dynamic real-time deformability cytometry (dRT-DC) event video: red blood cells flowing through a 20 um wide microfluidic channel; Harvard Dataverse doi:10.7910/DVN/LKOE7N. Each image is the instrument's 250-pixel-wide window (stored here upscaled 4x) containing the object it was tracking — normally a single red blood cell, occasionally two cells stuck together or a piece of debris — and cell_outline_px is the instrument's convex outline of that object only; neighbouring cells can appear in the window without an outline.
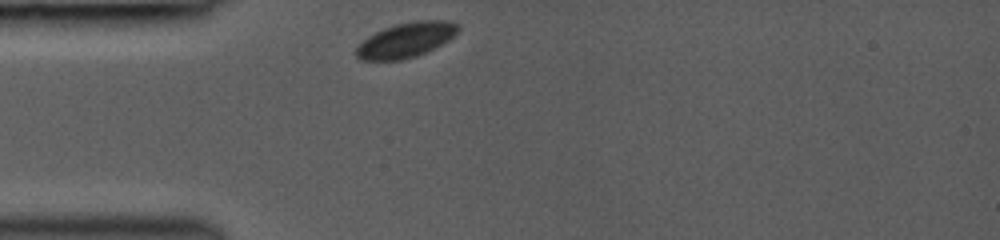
{"species": "common noctule bat (a hibernating species)", "species_latin": "Nyctalus noctula", "temperature_condition": "room temperature", "stored_images_in_passage": 29, "camera_frame_rate_fps": 3000, "um_per_image_px": 0.085, "animal": {"sex": "female", "body_mass_g": 19.0, "forearm_length_mm": 53.3}, "frame": {"image": 1, "passage_image": 1, "time_ms": 0.0, "image_size_px": [1000, 240], "cell_outline_px": [[460, 28], [448, 40], [416, 56], [400, 60], [360, 60], [356, 56], [356, 48], [368, 36], [384, 28], [396, 24], [420, 20], [452, 20], [460, 24]], "centroid_in_image_um": [34.52, 3.38], "position_along_channel_um": 50.5, "area_um2": 20.46}}
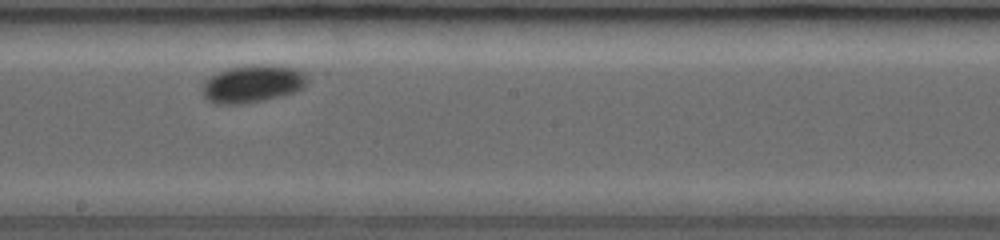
{"frame": {"image": 2, "passage_image": 15, "time_ms": 4.667, "image_size_px": [1000, 240], "cell_outline_px": [[308, 80], [304, 88], [296, 92], [264, 100], [244, 104], [216, 104], [208, 100], [200, 92], [204, 80], [228, 68], [244, 64], [272, 64], [296, 68], [304, 72], [308, 76]], "centroid_in_image_um": [21.49, 7.11], "position_along_channel_um": 226.7, "area_um2": 23.52}}
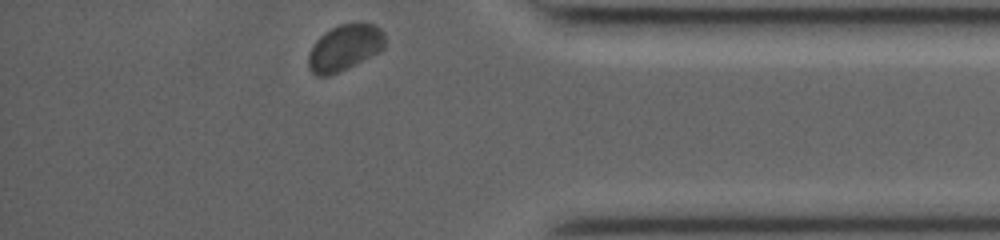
{"frame": {"image": 3, "passage_image": 29, "time_ms": 9.333, "image_size_px": [1000, 240], "cell_outline_px": [[384, 48], [380, 52], [328, 76], [316, 76], [308, 68], [308, 52], [312, 44], [324, 32], [340, 24], [376, 24], [380, 28], [384, 36]], "centroid_in_image_um": [29.26, 4.05], "position_along_channel_um": 405.9, "area_um2": 20.4}, "authors_computed_cell_mechanics": {"area_um2": 21.5016, "velocity_mm_per_s": 4.0254, "shape_relaxation_time_tau1_ms": 1.8578, "shape_relaxation_time_tau2_ms": null, "deformation_change_tau1": 0.0549, "deformation_change_tau2": null}}